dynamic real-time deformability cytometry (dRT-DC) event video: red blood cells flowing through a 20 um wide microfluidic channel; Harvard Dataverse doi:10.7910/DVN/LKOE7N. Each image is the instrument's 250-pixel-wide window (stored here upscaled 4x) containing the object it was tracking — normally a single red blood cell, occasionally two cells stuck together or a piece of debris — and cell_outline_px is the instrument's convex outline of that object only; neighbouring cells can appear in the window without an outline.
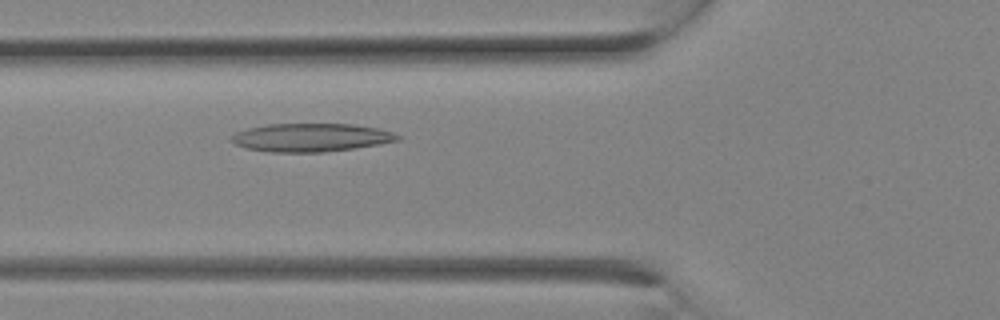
{"species": "Egyptian fruit bat (a non-hibernating species)", "species_latin": "Rousettus aegyptiacus", "temperature_condition": "room temperature", "stored_images_in_passage": 9, "camera_frame_rate_fps": 3000, "um_per_image_px": 0.085, "animal": {"sex": "female"}, "frame": {"image": 1, "passage_image": 9, "time_ms": 2.667, "image_size_px": [1000, 320], "cell_outline_px": [[400, 140], [380, 144], [356, 148], [324, 152], [268, 152], [248, 148], [236, 144], [232, 140], [232, 136], [236, 132], [248, 128], [268, 124], [352, 124], [380, 128], [392, 132], [400, 136]], "centroid_in_image_um": [26.48, 11.69], "position_along_channel_um": 99.3, "area_um2": 27.34}}